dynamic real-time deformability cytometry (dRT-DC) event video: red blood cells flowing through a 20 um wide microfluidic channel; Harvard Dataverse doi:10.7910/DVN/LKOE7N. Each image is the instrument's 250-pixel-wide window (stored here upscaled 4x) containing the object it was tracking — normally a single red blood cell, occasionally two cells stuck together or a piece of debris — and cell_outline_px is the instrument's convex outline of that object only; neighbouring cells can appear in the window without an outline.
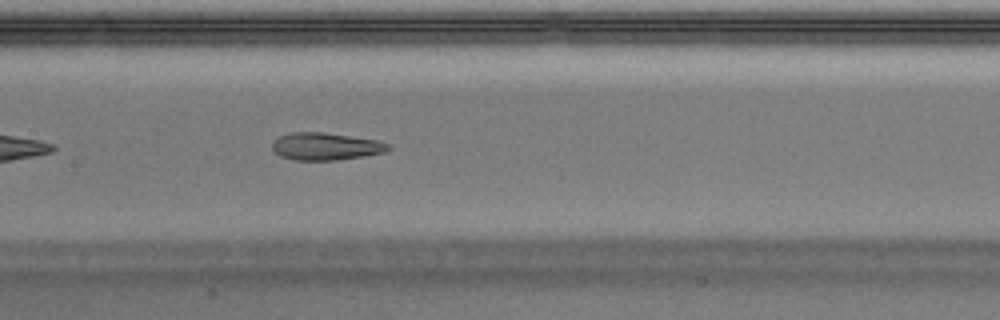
{"species": "Egyptian fruit bat (a non-hibernating species)", "species_latin": "Rousettus aegyptiacus", "temperature_condition": "warm", "stored_images_in_passage": 36, "segment_of_instrument_passage": [1, 2], "camera_frame_rate_fps": 3000, "um_per_image_px": 0.085, "animal": {"sex": "male"}, "frame": {"image": 1, "passage_image": 11, "time_ms": 3.333, "image_size_px": [1000, 320], "cell_outline_px": [[392, 148], [384, 152], [364, 156], [336, 160], [296, 160], [280, 156], [272, 148], [272, 140], [288, 132], [324, 132], [376, 140], [392, 144]], "centroid_in_image_um": [27.68, 12.43], "position_along_channel_um": 179.7, "area_um2": 18.61}}